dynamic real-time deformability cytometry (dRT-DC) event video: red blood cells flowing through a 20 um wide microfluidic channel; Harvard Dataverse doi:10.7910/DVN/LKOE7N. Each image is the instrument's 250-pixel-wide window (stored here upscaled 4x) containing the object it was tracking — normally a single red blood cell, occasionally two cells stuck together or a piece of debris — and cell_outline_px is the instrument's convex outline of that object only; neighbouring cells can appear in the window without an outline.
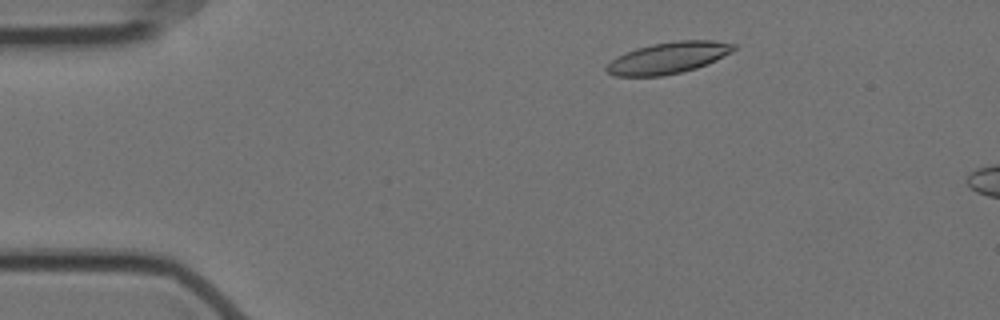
{"species": "Egyptian fruit bat (a non-hibernating species)", "species_latin": "Rousettus aegyptiacus", "temperature_condition": "cold", "stored_images_in_passage": 12, "camera_frame_rate_fps": 3000, "um_per_image_px": 0.085, "animal": {"sex": "female"}, "frame": {"image": 1, "passage_image": 7, "time_ms": 2.0, "image_size_px": [1000, 320], "cell_outline_px": [[736, 48], [732, 52], [708, 64], [696, 68], [680, 72], [660, 76], [616, 76], [608, 72], [604, 68], [616, 56], [636, 48], [652, 44], [680, 40], [712, 40], [736, 44]], "centroid_in_image_um": [56.82, 4.91], "position_along_channel_um": 28.2, "area_um2": 23.24}}